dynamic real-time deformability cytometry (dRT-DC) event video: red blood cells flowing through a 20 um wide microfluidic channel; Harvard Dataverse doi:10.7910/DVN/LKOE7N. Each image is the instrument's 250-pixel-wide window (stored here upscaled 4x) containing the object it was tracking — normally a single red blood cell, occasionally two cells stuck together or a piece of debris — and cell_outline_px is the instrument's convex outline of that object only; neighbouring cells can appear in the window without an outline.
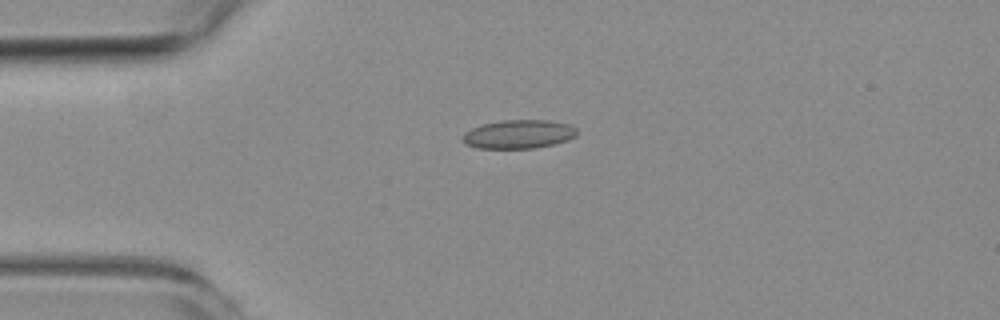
{"species": "common noctule bat (a hibernating species)", "species_latin": "Nyctalus noctula", "temperature_condition": "room temperature", "stored_images_in_passage": 2, "camera_frame_rate_fps": 3000, "um_per_image_px": 0.085, "animal": {"sex": "female", "body_mass_g": 19.3, "forearm_length_mm": 54.1}, "frame": {"image": 1, "passage_image": 1, "time_ms": 0.0, "image_size_px": [1000, 320], "cell_outline_px": [[576, 136], [568, 140], [556, 144], [532, 148], [476, 148], [464, 144], [464, 132], [472, 128], [484, 124], [504, 120], [548, 120], [572, 124], [576, 128]], "centroid_in_image_um": [44.13, 11.4], "position_along_channel_um": 40.9, "area_um2": 19.13}}